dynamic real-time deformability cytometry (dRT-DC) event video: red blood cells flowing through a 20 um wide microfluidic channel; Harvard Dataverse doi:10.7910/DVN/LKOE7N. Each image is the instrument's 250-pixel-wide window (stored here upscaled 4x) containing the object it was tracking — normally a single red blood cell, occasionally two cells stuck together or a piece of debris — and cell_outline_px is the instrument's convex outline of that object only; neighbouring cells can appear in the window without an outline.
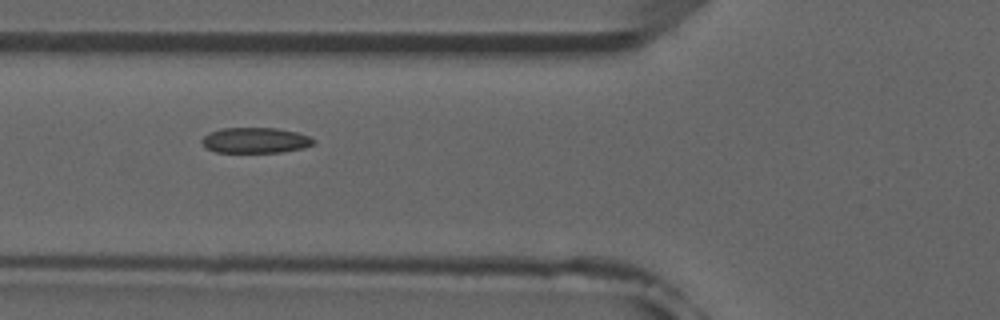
{"species": "common noctule bat (a hibernating species)", "species_latin": "Nyctalus noctula", "temperature_condition": "room temperature", "stored_images_in_passage": 7, "camera_frame_rate_fps": 3000, "um_per_image_px": 0.085, "animal": {"sex": "male", "forearm_length_mm": 52.5}, "frame": {"image": 1, "passage_image": 4, "time_ms": 4.333, "image_size_px": [1000, 320], "cell_outline_px": [[316, 140], [312, 144], [304, 148], [280, 152], [216, 152], [208, 148], [200, 140], [208, 132], [220, 128], [276, 128], [296, 132], [308, 136]], "centroid_in_image_um": [21.69, 11.92], "position_along_channel_um": 104.1, "area_um2": 16.53}}
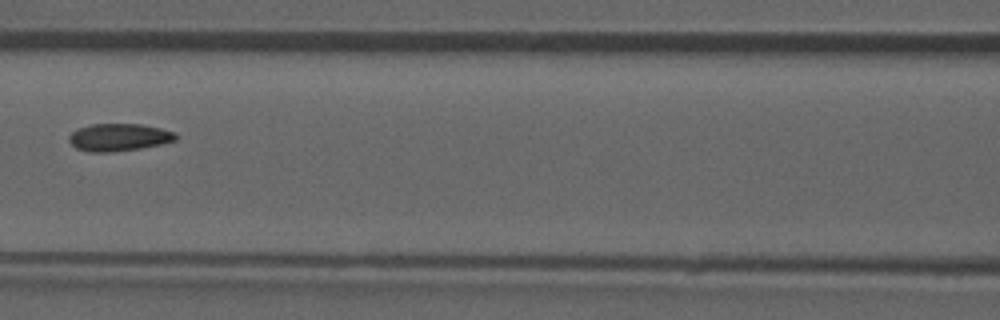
{"frame": {"image": 2, "passage_image": 5, "time_ms": 5.667, "image_size_px": [1000, 320], "cell_outline_px": [[176, 140], [160, 144], [140, 148], [112, 152], [88, 152], [76, 148], [68, 140], [68, 136], [72, 132], [80, 128], [92, 124], [140, 124], [160, 128], [176, 132]], "centroid_in_image_um": [10.09, 11.67], "position_along_channel_um": 156.5, "area_um2": 16.99}}